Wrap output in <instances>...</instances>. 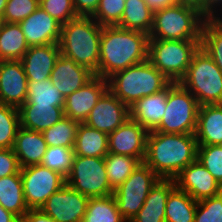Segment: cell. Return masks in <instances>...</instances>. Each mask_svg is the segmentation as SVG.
Masks as SVG:
<instances>
[{
  "instance_id": "23",
  "label": "cell",
  "mask_w": 222,
  "mask_h": 222,
  "mask_svg": "<svg viewBox=\"0 0 222 222\" xmlns=\"http://www.w3.org/2000/svg\"><path fill=\"white\" fill-rule=\"evenodd\" d=\"M175 187L174 179H159L150 189L139 212L129 222H165L166 201Z\"/></svg>"
},
{
  "instance_id": "32",
  "label": "cell",
  "mask_w": 222,
  "mask_h": 222,
  "mask_svg": "<svg viewBox=\"0 0 222 222\" xmlns=\"http://www.w3.org/2000/svg\"><path fill=\"white\" fill-rule=\"evenodd\" d=\"M200 47L222 71V21L218 17L207 18L204 21Z\"/></svg>"
},
{
  "instance_id": "20",
  "label": "cell",
  "mask_w": 222,
  "mask_h": 222,
  "mask_svg": "<svg viewBox=\"0 0 222 222\" xmlns=\"http://www.w3.org/2000/svg\"><path fill=\"white\" fill-rule=\"evenodd\" d=\"M60 54L59 44L29 47L20 60L28 81L49 79Z\"/></svg>"
},
{
  "instance_id": "45",
  "label": "cell",
  "mask_w": 222,
  "mask_h": 222,
  "mask_svg": "<svg viewBox=\"0 0 222 222\" xmlns=\"http://www.w3.org/2000/svg\"><path fill=\"white\" fill-rule=\"evenodd\" d=\"M19 222H57L40 209H29Z\"/></svg>"
},
{
  "instance_id": "49",
  "label": "cell",
  "mask_w": 222,
  "mask_h": 222,
  "mask_svg": "<svg viewBox=\"0 0 222 222\" xmlns=\"http://www.w3.org/2000/svg\"><path fill=\"white\" fill-rule=\"evenodd\" d=\"M0 222H19V219L0 205Z\"/></svg>"
},
{
  "instance_id": "7",
  "label": "cell",
  "mask_w": 222,
  "mask_h": 222,
  "mask_svg": "<svg viewBox=\"0 0 222 222\" xmlns=\"http://www.w3.org/2000/svg\"><path fill=\"white\" fill-rule=\"evenodd\" d=\"M201 40L149 39L148 60L170 81L179 82L187 73Z\"/></svg>"
},
{
  "instance_id": "46",
  "label": "cell",
  "mask_w": 222,
  "mask_h": 222,
  "mask_svg": "<svg viewBox=\"0 0 222 222\" xmlns=\"http://www.w3.org/2000/svg\"><path fill=\"white\" fill-rule=\"evenodd\" d=\"M220 13H222V0H204V16L206 18L217 17Z\"/></svg>"
},
{
  "instance_id": "33",
  "label": "cell",
  "mask_w": 222,
  "mask_h": 222,
  "mask_svg": "<svg viewBox=\"0 0 222 222\" xmlns=\"http://www.w3.org/2000/svg\"><path fill=\"white\" fill-rule=\"evenodd\" d=\"M82 222H127L117 208L113 194L89 198Z\"/></svg>"
},
{
  "instance_id": "3",
  "label": "cell",
  "mask_w": 222,
  "mask_h": 222,
  "mask_svg": "<svg viewBox=\"0 0 222 222\" xmlns=\"http://www.w3.org/2000/svg\"><path fill=\"white\" fill-rule=\"evenodd\" d=\"M102 25L90 16H78L62 25L60 52L92 71L98 72Z\"/></svg>"
},
{
  "instance_id": "44",
  "label": "cell",
  "mask_w": 222,
  "mask_h": 222,
  "mask_svg": "<svg viewBox=\"0 0 222 222\" xmlns=\"http://www.w3.org/2000/svg\"><path fill=\"white\" fill-rule=\"evenodd\" d=\"M78 16H92L100 0H72Z\"/></svg>"
},
{
  "instance_id": "29",
  "label": "cell",
  "mask_w": 222,
  "mask_h": 222,
  "mask_svg": "<svg viewBox=\"0 0 222 222\" xmlns=\"http://www.w3.org/2000/svg\"><path fill=\"white\" fill-rule=\"evenodd\" d=\"M153 25V11L144 0H127L121 21L116 25L127 30L150 33Z\"/></svg>"
},
{
  "instance_id": "5",
  "label": "cell",
  "mask_w": 222,
  "mask_h": 222,
  "mask_svg": "<svg viewBox=\"0 0 222 222\" xmlns=\"http://www.w3.org/2000/svg\"><path fill=\"white\" fill-rule=\"evenodd\" d=\"M207 18L197 9L175 4L153 12L149 39L201 40V31Z\"/></svg>"
},
{
  "instance_id": "39",
  "label": "cell",
  "mask_w": 222,
  "mask_h": 222,
  "mask_svg": "<svg viewBox=\"0 0 222 222\" xmlns=\"http://www.w3.org/2000/svg\"><path fill=\"white\" fill-rule=\"evenodd\" d=\"M124 0H100L95 13L91 16L99 25L115 26L123 16Z\"/></svg>"
},
{
  "instance_id": "43",
  "label": "cell",
  "mask_w": 222,
  "mask_h": 222,
  "mask_svg": "<svg viewBox=\"0 0 222 222\" xmlns=\"http://www.w3.org/2000/svg\"><path fill=\"white\" fill-rule=\"evenodd\" d=\"M20 171L21 166L13 149H0V178L17 174Z\"/></svg>"
},
{
  "instance_id": "38",
  "label": "cell",
  "mask_w": 222,
  "mask_h": 222,
  "mask_svg": "<svg viewBox=\"0 0 222 222\" xmlns=\"http://www.w3.org/2000/svg\"><path fill=\"white\" fill-rule=\"evenodd\" d=\"M197 161L222 186V145L198 146Z\"/></svg>"
},
{
  "instance_id": "34",
  "label": "cell",
  "mask_w": 222,
  "mask_h": 222,
  "mask_svg": "<svg viewBox=\"0 0 222 222\" xmlns=\"http://www.w3.org/2000/svg\"><path fill=\"white\" fill-rule=\"evenodd\" d=\"M24 104H50L64 107L65 97L53 86L50 78L45 81H28L27 99Z\"/></svg>"
},
{
  "instance_id": "30",
  "label": "cell",
  "mask_w": 222,
  "mask_h": 222,
  "mask_svg": "<svg viewBox=\"0 0 222 222\" xmlns=\"http://www.w3.org/2000/svg\"><path fill=\"white\" fill-rule=\"evenodd\" d=\"M197 201L175 187L168 195L165 222H194Z\"/></svg>"
},
{
  "instance_id": "48",
  "label": "cell",
  "mask_w": 222,
  "mask_h": 222,
  "mask_svg": "<svg viewBox=\"0 0 222 222\" xmlns=\"http://www.w3.org/2000/svg\"><path fill=\"white\" fill-rule=\"evenodd\" d=\"M176 4L195 8L204 15V0H176Z\"/></svg>"
},
{
  "instance_id": "17",
  "label": "cell",
  "mask_w": 222,
  "mask_h": 222,
  "mask_svg": "<svg viewBox=\"0 0 222 222\" xmlns=\"http://www.w3.org/2000/svg\"><path fill=\"white\" fill-rule=\"evenodd\" d=\"M107 89V79L95 75L83 87L65 98L64 116L84 123L90 111Z\"/></svg>"
},
{
  "instance_id": "19",
  "label": "cell",
  "mask_w": 222,
  "mask_h": 222,
  "mask_svg": "<svg viewBox=\"0 0 222 222\" xmlns=\"http://www.w3.org/2000/svg\"><path fill=\"white\" fill-rule=\"evenodd\" d=\"M94 76L95 74L88 68L60 54L51 72L50 80L66 98L83 87Z\"/></svg>"
},
{
  "instance_id": "35",
  "label": "cell",
  "mask_w": 222,
  "mask_h": 222,
  "mask_svg": "<svg viewBox=\"0 0 222 222\" xmlns=\"http://www.w3.org/2000/svg\"><path fill=\"white\" fill-rule=\"evenodd\" d=\"M79 122L64 116L59 122L44 130L43 136L48 147L74 148Z\"/></svg>"
},
{
  "instance_id": "36",
  "label": "cell",
  "mask_w": 222,
  "mask_h": 222,
  "mask_svg": "<svg viewBox=\"0 0 222 222\" xmlns=\"http://www.w3.org/2000/svg\"><path fill=\"white\" fill-rule=\"evenodd\" d=\"M19 127L18 108L0 103V149L13 148Z\"/></svg>"
},
{
  "instance_id": "27",
  "label": "cell",
  "mask_w": 222,
  "mask_h": 222,
  "mask_svg": "<svg viewBox=\"0 0 222 222\" xmlns=\"http://www.w3.org/2000/svg\"><path fill=\"white\" fill-rule=\"evenodd\" d=\"M0 205L19 220L28 212L20 172L0 178Z\"/></svg>"
},
{
  "instance_id": "28",
  "label": "cell",
  "mask_w": 222,
  "mask_h": 222,
  "mask_svg": "<svg viewBox=\"0 0 222 222\" xmlns=\"http://www.w3.org/2000/svg\"><path fill=\"white\" fill-rule=\"evenodd\" d=\"M19 23H0V61L21 60L28 50Z\"/></svg>"
},
{
  "instance_id": "9",
  "label": "cell",
  "mask_w": 222,
  "mask_h": 222,
  "mask_svg": "<svg viewBox=\"0 0 222 222\" xmlns=\"http://www.w3.org/2000/svg\"><path fill=\"white\" fill-rule=\"evenodd\" d=\"M66 184L88 198L112 195L114 190L107 180L104 158L74 155Z\"/></svg>"
},
{
  "instance_id": "51",
  "label": "cell",
  "mask_w": 222,
  "mask_h": 222,
  "mask_svg": "<svg viewBox=\"0 0 222 222\" xmlns=\"http://www.w3.org/2000/svg\"><path fill=\"white\" fill-rule=\"evenodd\" d=\"M222 21V13L217 16Z\"/></svg>"
},
{
  "instance_id": "10",
  "label": "cell",
  "mask_w": 222,
  "mask_h": 222,
  "mask_svg": "<svg viewBox=\"0 0 222 222\" xmlns=\"http://www.w3.org/2000/svg\"><path fill=\"white\" fill-rule=\"evenodd\" d=\"M155 172L142 162L113 192L117 208L129 222L143 206L150 189L159 181Z\"/></svg>"
},
{
  "instance_id": "6",
  "label": "cell",
  "mask_w": 222,
  "mask_h": 222,
  "mask_svg": "<svg viewBox=\"0 0 222 222\" xmlns=\"http://www.w3.org/2000/svg\"><path fill=\"white\" fill-rule=\"evenodd\" d=\"M179 83L190 91L200 106L222 104V71L201 47L194 53Z\"/></svg>"
},
{
  "instance_id": "21",
  "label": "cell",
  "mask_w": 222,
  "mask_h": 222,
  "mask_svg": "<svg viewBox=\"0 0 222 222\" xmlns=\"http://www.w3.org/2000/svg\"><path fill=\"white\" fill-rule=\"evenodd\" d=\"M167 96L168 86L164 90L139 99L129 107L130 118L138 122L148 132L153 131L165 114Z\"/></svg>"
},
{
  "instance_id": "26",
  "label": "cell",
  "mask_w": 222,
  "mask_h": 222,
  "mask_svg": "<svg viewBox=\"0 0 222 222\" xmlns=\"http://www.w3.org/2000/svg\"><path fill=\"white\" fill-rule=\"evenodd\" d=\"M73 150L76 156L104 158L109 153L108 134L79 123Z\"/></svg>"
},
{
  "instance_id": "1",
  "label": "cell",
  "mask_w": 222,
  "mask_h": 222,
  "mask_svg": "<svg viewBox=\"0 0 222 222\" xmlns=\"http://www.w3.org/2000/svg\"><path fill=\"white\" fill-rule=\"evenodd\" d=\"M195 134H170L149 131L144 163L160 179H174L185 167L197 160Z\"/></svg>"
},
{
  "instance_id": "15",
  "label": "cell",
  "mask_w": 222,
  "mask_h": 222,
  "mask_svg": "<svg viewBox=\"0 0 222 222\" xmlns=\"http://www.w3.org/2000/svg\"><path fill=\"white\" fill-rule=\"evenodd\" d=\"M174 181L178 189L185 191L196 201L222 193V186L197 160L185 167Z\"/></svg>"
},
{
  "instance_id": "40",
  "label": "cell",
  "mask_w": 222,
  "mask_h": 222,
  "mask_svg": "<svg viewBox=\"0 0 222 222\" xmlns=\"http://www.w3.org/2000/svg\"><path fill=\"white\" fill-rule=\"evenodd\" d=\"M194 222H222V193L197 201Z\"/></svg>"
},
{
  "instance_id": "2",
  "label": "cell",
  "mask_w": 222,
  "mask_h": 222,
  "mask_svg": "<svg viewBox=\"0 0 222 222\" xmlns=\"http://www.w3.org/2000/svg\"><path fill=\"white\" fill-rule=\"evenodd\" d=\"M149 35L120 28L103 26L96 76L107 79L117 71L148 59Z\"/></svg>"
},
{
  "instance_id": "8",
  "label": "cell",
  "mask_w": 222,
  "mask_h": 222,
  "mask_svg": "<svg viewBox=\"0 0 222 222\" xmlns=\"http://www.w3.org/2000/svg\"><path fill=\"white\" fill-rule=\"evenodd\" d=\"M199 103L179 82L168 85L167 106L160 124L153 130L170 134H195Z\"/></svg>"
},
{
  "instance_id": "13",
  "label": "cell",
  "mask_w": 222,
  "mask_h": 222,
  "mask_svg": "<svg viewBox=\"0 0 222 222\" xmlns=\"http://www.w3.org/2000/svg\"><path fill=\"white\" fill-rule=\"evenodd\" d=\"M129 118V107L107 89L84 123L91 128L110 134Z\"/></svg>"
},
{
  "instance_id": "50",
  "label": "cell",
  "mask_w": 222,
  "mask_h": 222,
  "mask_svg": "<svg viewBox=\"0 0 222 222\" xmlns=\"http://www.w3.org/2000/svg\"><path fill=\"white\" fill-rule=\"evenodd\" d=\"M7 0H0V19L3 18Z\"/></svg>"
},
{
  "instance_id": "25",
  "label": "cell",
  "mask_w": 222,
  "mask_h": 222,
  "mask_svg": "<svg viewBox=\"0 0 222 222\" xmlns=\"http://www.w3.org/2000/svg\"><path fill=\"white\" fill-rule=\"evenodd\" d=\"M20 126L43 132L64 117V107L50 104H22L19 108Z\"/></svg>"
},
{
  "instance_id": "16",
  "label": "cell",
  "mask_w": 222,
  "mask_h": 222,
  "mask_svg": "<svg viewBox=\"0 0 222 222\" xmlns=\"http://www.w3.org/2000/svg\"><path fill=\"white\" fill-rule=\"evenodd\" d=\"M28 79L22 62L0 61V103L19 108L26 102Z\"/></svg>"
},
{
  "instance_id": "14",
  "label": "cell",
  "mask_w": 222,
  "mask_h": 222,
  "mask_svg": "<svg viewBox=\"0 0 222 222\" xmlns=\"http://www.w3.org/2000/svg\"><path fill=\"white\" fill-rule=\"evenodd\" d=\"M148 131L129 118L115 131L108 134L109 153L127 155L144 161Z\"/></svg>"
},
{
  "instance_id": "31",
  "label": "cell",
  "mask_w": 222,
  "mask_h": 222,
  "mask_svg": "<svg viewBox=\"0 0 222 222\" xmlns=\"http://www.w3.org/2000/svg\"><path fill=\"white\" fill-rule=\"evenodd\" d=\"M107 180L113 190L117 189L142 163L138 158L108 153L104 157Z\"/></svg>"
},
{
  "instance_id": "12",
  "label": "cell",
  "mask_w": 222,
  "mask_h": 222,
  "mask_svg": "<svg viewBox=\"0 0 222 222\" xmlns=\"http://www.w3.org/2000/svg\"><path fill=\"white\" fill-rule=\"evenodd\" d=\"M89 198L68 184L52 194L40 210L57 222H82Z\"/></svg>"
},
{
  "instance_id": "37",
  "label": "cell",
  "mask_w": 222,
  "mask_h": 222,
  "mask_svg": "<svg viewBox=\"0 0 222 222\" xmlns=\"http://www.w3.org/2000/svg\"><path fill=\"white\" fill-rule=\"evenodd\" d=\"M74 155L73 148L49 146L43 156L41 165L60 173L66 178L71 170Z\"/></svg>"
},
{
  "instance_id": "24",
  "label": "cell",
  "mask_w": 222,
  "mask_h": 222,
  "mask_svg": "<svg viewBox=\"0 0 222 222\" xmlns=\"http://www.w3.org/2000/svg\"><path fill=\"white\" fill-rule=\"evenodd\" d=\"M195 137L198 146L222 145V104L199 107Z\"/></svg>"
},
{
  "instance_id": "41",
  "label": "cell",
  "mask_w": 222,
  "mask_h": 222,
  "mask_svg": "<svg viewBox=\"0 0 222 222\" xmlns=\"http://www.w3.org/2000/svg\"><path fill=\"white\" fill-rule=\"evenodd\" d=\"M40 6L39 0H7L1 21L20 23Z\"/></svg>"
},
{
  "instance_id": "4",
  "label": "cell",
  "mask_w": 222,
  "mask_h": 222,
  "mask_svg": "<svg viewBox=\"0 0 222 222\" xmlns=\"http://www.w3.org/2000/svg\"><path fill=\"white\" fill-rule=\"evenodd\" d=\"M108 89L131 107L139 99L164 90L172 81L147 59L107 78Z\"/></svg>"
},
{
  "instance_id": "47",
  "label": "cell",
  "mask_w": 222,
  "mask_h": 222,
  "mask_svg": "<svg viewBox=\"0 0 222 222\" xmlns=\"http://www.w3.org/2000/svg\"><path fill=\"white\" fill-rule=\"evenodd\" d=\"M150 9L154 12L168 6L176 4V0H144Z\"/></svg>"
},
{
  "instance_id": "18",
  "label": "cell",
  "mask_w": 222,
  "mask_h": 222,
  "mask_svg": "<svg viewBox=\"0 0 222 222\" xmlns=\"http://www.w3.org/2000/svg\"><path fill=\"white\" fill-rule=\"evenodd\" d=\"M19 24L29 47L59 43L62 24L40 6Z\"/></svg>"
},
{
  "instance_id": "42",
  "label": "cell",
  "mask_w": 222,
  "mask_h": 222,
  "mask_svg": "<svg viewBox=\"0 0 222 222\" xmlns=\"http://www.w3.org/2000/svg\"><path fill=\"white\" fill-rule=\"evenodd\" d=\"M40 7L60 24L78 17L72 0H39Z\"/></svg>"
},
{
  "instance_id": "22",
  "label": "cell",
  "mask_w": 222,
  "mask_h": 222,
  "mask_svg": "<svg viewBox=\"0 0 222 222\" xmlns=\"http://www.w3.org/2000/svg\"><path fill=\"white\" fill-rule=\"evenodd\" d=\"M48 148L42 132L19 127L13 145V151L21 168L41 164Z\"/></svg>"
},
{
  "instance_id": "11",
  "label": "cell",
  "mask_w": 222,
  "mask_h": 222,
  "mask_svg": "<svg viewBox=\"0 0 222 222\" xmlns=\"http://www.w3.org/2000/svg\"><path fill=\"white\" fill-rule=\"evenodd\" d=\"M21 179L29 209H40L46 200L66 184V178L44 165L21 168Z\"/></svg>"
}]
</instances>
